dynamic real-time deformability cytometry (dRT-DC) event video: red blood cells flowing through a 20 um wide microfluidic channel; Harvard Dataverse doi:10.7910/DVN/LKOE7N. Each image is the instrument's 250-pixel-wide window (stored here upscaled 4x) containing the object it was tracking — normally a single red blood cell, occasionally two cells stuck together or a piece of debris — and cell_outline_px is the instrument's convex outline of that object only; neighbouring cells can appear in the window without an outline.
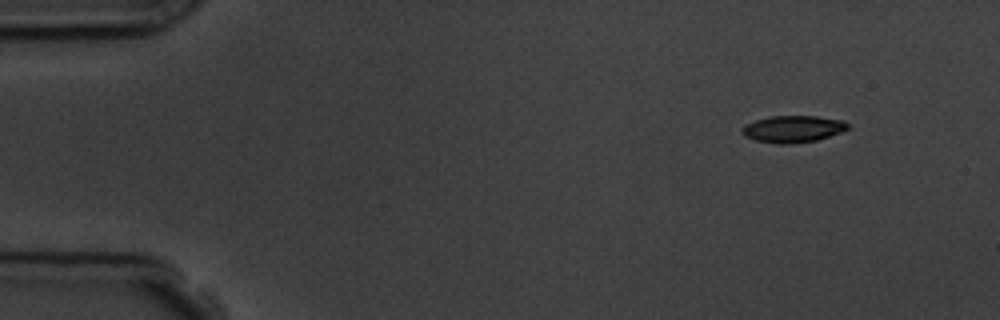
{"species": "common noctule bat (a hibernating species)", "species_latin": "Nyctalus noctula", "temperature_condition": "room temperature", "stored_images_in_passage": 4, "camera_frame_rate_fps": 3000, "um_per_image_px": 0.085, "animal": {"sex": "male", "body_mass_g": 19.5, "forearm_length_mm": 54.6}, "frame": {"image": 1, "passage_image": 1, "time_ms": 0.0, "image_size_px": [1000, 320], "cell_outline_px": [[848, 128], [840, 132], [816, 140], [792, 144], [780, 144], [756, 140], [744, 136], [744, 124], [756, 120], [772, 116], [816, 116], [844, 120], [848, 124]], "centroid_in_image_um": [67.41, 10.96], "position_along_channel_um": 17.6, "area_um2": 16.3}}
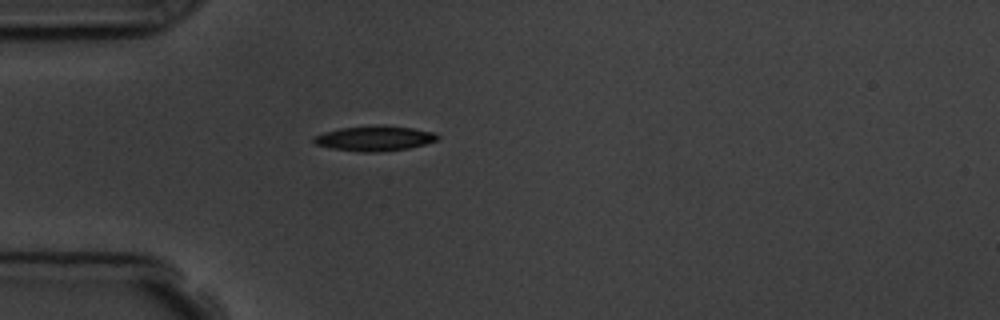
{"frame": {"image": 2, "passage_image": 4, "time_ms": 3.333, "image_size_px": [1000, 320], "cell_outline_px": [[440, 136], [436, 140], [424, 144], [408, 148], [376, 152], [360, 152], [328, 148], [316, 144], [312, 140], [312, 136], [324, 132], [340, 128], [384, 124], [412, 128], [436, 132]], "centroid_in_image_um": [31.81, 11.75], "position_along_channel_um": 53.2, "area_um2": 18.26}}